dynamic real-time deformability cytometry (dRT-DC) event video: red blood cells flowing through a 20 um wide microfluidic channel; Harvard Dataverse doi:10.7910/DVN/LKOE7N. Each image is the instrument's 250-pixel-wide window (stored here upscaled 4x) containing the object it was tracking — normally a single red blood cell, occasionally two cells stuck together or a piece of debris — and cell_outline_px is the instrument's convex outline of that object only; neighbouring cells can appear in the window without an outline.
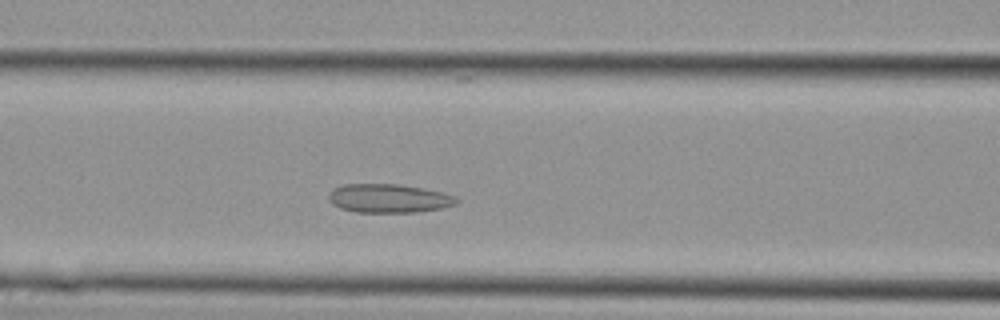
{"species": "Egyptian fruit bat (a non-hibernating species)", "species_latin": "Rousettus aegyptiacus", "temperature_condition": "cold", "stored_images_in_passage": 16, "camera_frame_rate_fps": 3000, "um_per_image_px": 0.085, "animal": {"sex": "female"}, "frame": {"image": 1, "passage_image": 8, "time_ms": 2.333, "image_size_px": [1000, 320], "cell_outline_px": [[460, 200], [456, 204], [440, 208], [416, 212], [356, 212], [340, 208], [332, 204], [328, 200], [328, 196], [332, 188], [344, 184], [396, 184], [424, 188], [444, 192], [456, 196]], "centroid_in_image_um": [33.04, 16.85], "position_along_channel_um": 133.6, "area_um2": 21.56}}
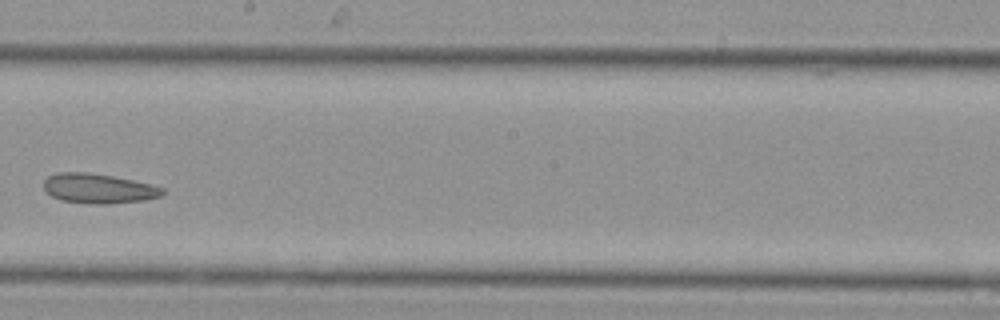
{"frame": {"image": 2, "passage_image": 13, "time_ms": 4.0, "image_size_px": [1000, 320], "cell_outline_px": [[168, 192], [160, 196], [144, 200], [108, 204], [96, 204], [60, 200], [44, 192], [44, 180], [48, 176], [56, 172], [88, 172], [112, 176], [132, 180], [164, 188]], "centroid_in_image_um": [8.35, 16.02], "position_along_channel_um": 239.9, "area_um2": 20.63}}
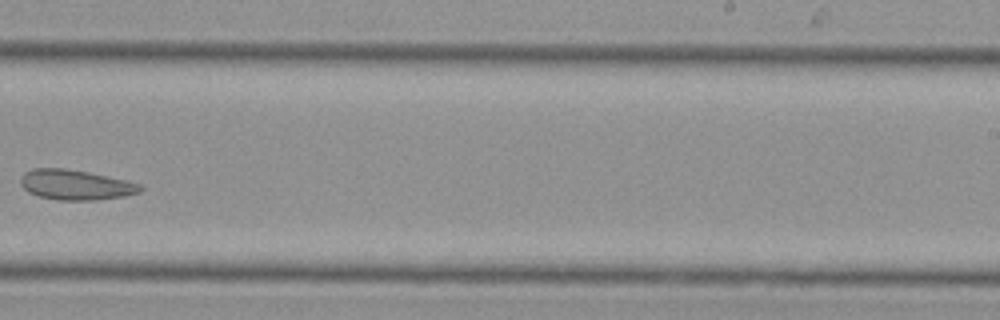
{"frame": {"image": 3, "passage_image": 15, "time_ms": 4.667, "image_size_px": [1000, 320], "cell_outline_px": [[144, 188], [140, 192], [124, 196], [96, 200], [60, 200], [40, 196], [28, 192], [20, 184], [20, 176], [24, 172], [32, 168], [64, 168], [88, 172], [108, 176], [140, 184]], "centroid_in_image_um": [6.4, 15.7], "position_along_channel_um": 282.6, "area_um2": 20.98}}